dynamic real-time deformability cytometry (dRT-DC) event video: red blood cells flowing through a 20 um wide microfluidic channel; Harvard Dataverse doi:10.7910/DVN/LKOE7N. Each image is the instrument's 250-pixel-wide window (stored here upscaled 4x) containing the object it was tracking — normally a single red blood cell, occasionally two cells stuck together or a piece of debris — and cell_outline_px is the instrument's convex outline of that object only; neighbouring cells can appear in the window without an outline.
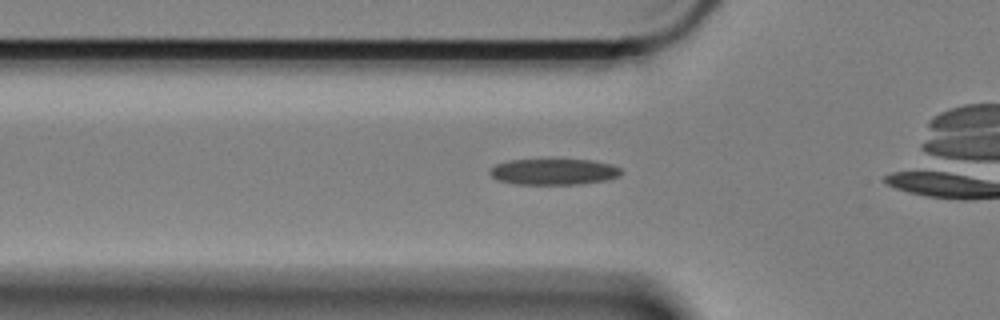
{"species": "Egyptian fruit bat (a non-hibernating species)", "species_latin": "Rousettus aegyptiacus", "temperature_condition": "cold", "stored_images_in_passage": 40, "camera_frame_rate_fps": 3000, "um_per_image_px": 0.085, "animal": {"sex": "female"}, "frame": {"image": 1, "passage_image": 4, "time_ms": 1.0, "image_size_px": [1000, 320], "cell_outline_px": [[620, 176], [608, 180], [580, 184], [512, 184], [496, 180], [488, 172], [496, 164], [508, 160], [592, 160], [612, 164], [620, 168]], "centroid_in_image_um": [47.06, 14.61], "position_along_channel_um": 78.7, "area_um2": 20.0}}
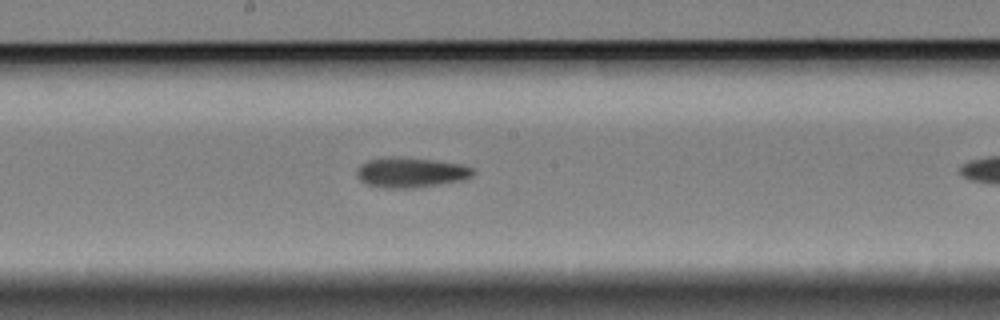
{"frame": {"image": 2, "passage_image": 16, "time_ms": 5.0, "image_size_px": [1000, 320], "cell_outline_px": [[476, 172], [472, 176], [464, 180], [440, 184], [412, 188], [384, 188], [368, 184], [360, 180], [356, 172], [360, 164], [368, 160], [384, 156], [392, 156], [436, 160], [464, 164], [472, 168]], "centroid_in_image_um": [34.94, 14.64], "position_along_channel_um": 213.3, "area_um2": 20.63}}
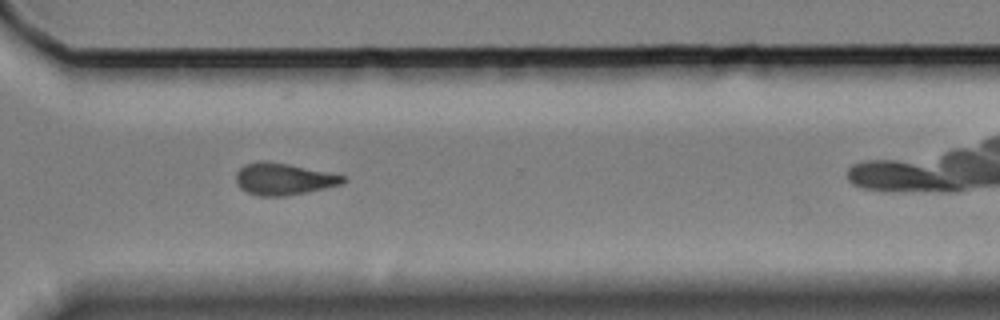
{"frame": {"image": 3, "passage_image": 28, "time_ms": 9.0, "image_size_px": [1000, 320], "cell_outline_px": [[348, 180], [340, 184], [324, 188], [284, 196], [260, 196], [248, 192], [240, 188], [236, 184], [236, 172], [244, 164], [260, 160], [264, 160], [288, 164], [344, 176]], "centroid_in_image_um": [24.04, 15.21], "position_along_channel_um": 346.6, "area_um2": 19.59}}